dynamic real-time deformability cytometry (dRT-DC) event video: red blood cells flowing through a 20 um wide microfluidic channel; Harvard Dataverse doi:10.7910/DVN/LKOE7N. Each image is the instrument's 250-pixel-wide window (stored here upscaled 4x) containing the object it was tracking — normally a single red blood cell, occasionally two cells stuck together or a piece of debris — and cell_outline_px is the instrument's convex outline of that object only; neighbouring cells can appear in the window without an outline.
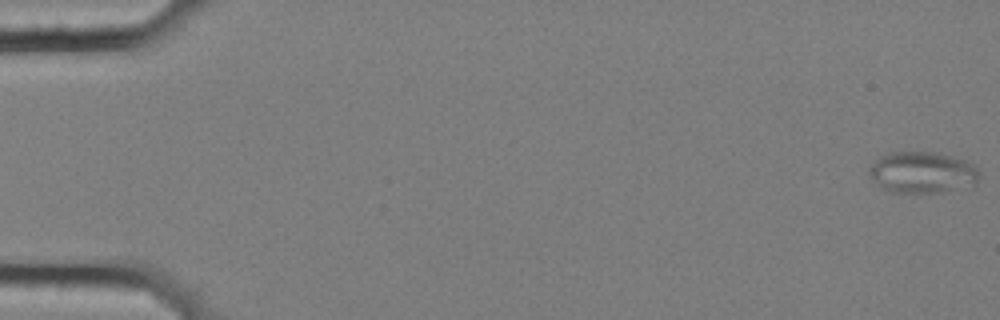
{"species": "common noctule bat (a hibernating species)", "species_latin": "Nyctalus noctula", "temperature_condition": "cold", "stored_images_in_passage": 58, "camera_frame_rate_fps": 3000, "um_per_image_px": 0.085, "animal": {"sex": "female", "body_mass_g": 25.1}, "frame": {"image": 1, "passage_image": 1, "time_ms": 0.0, "image_size_px": [1000, 320], "cell_outline_px": [[980, 172], [976, 184], [944, 192], [888, 192], [872, 180], [868, 172], [868, 168], [880, 156], [888, 152], [936, 152], [964, 160], [972, 164]], "centroid_in_image_um": [78.37, 14.65], "position_along_channel_um": 6.6, "area_um2": 26.59}}
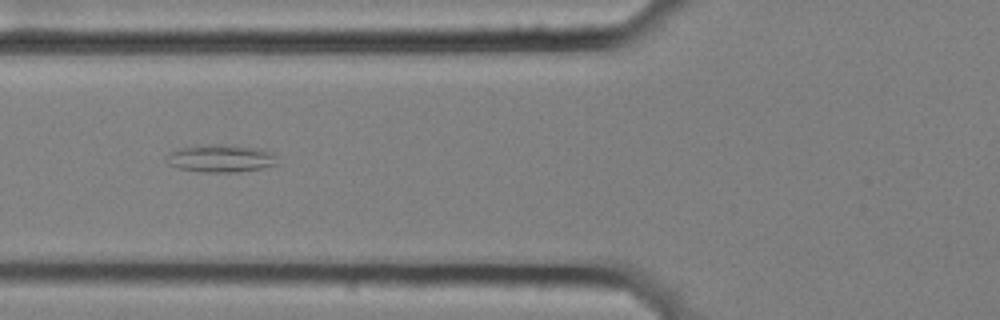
{"frame": {"image": 2, "passage_image": 23, "time_ms": 7.333, "image_size_px": [1000, 320], "cell_outline_px": [[280, 164], [264, 168], [236, 172], [204, 172], [180, 168], [168, 164], [164, 156], [180, 148], [196, 144], [224, 144], [260, 148], [272, 152]], "centroid_in_image_um": [18.79, 13.45], "position_along_channel_um": 107.0, "area_um2": 18.15}}
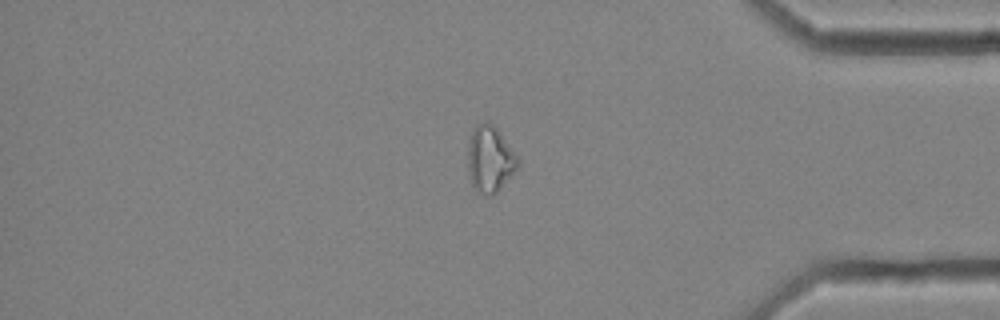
{"frame": {"image": 3, "passage_image": 49, "time_ms": 16.0, "image_size_px": [1000, 320], "cell_outline_px": [[520, 164], [496, 192], [492, 196], [488, 196], [480, 192], [472, 184], [468, 172], [468, 144], [472, 128], [476, 124], [484, 120], [488, 120], [500, 132], [520, 160]], "centroid_in_image_um": [41.63, 13.47], "position_along_channel_um": 393.6, "area_um2": 19.25}}